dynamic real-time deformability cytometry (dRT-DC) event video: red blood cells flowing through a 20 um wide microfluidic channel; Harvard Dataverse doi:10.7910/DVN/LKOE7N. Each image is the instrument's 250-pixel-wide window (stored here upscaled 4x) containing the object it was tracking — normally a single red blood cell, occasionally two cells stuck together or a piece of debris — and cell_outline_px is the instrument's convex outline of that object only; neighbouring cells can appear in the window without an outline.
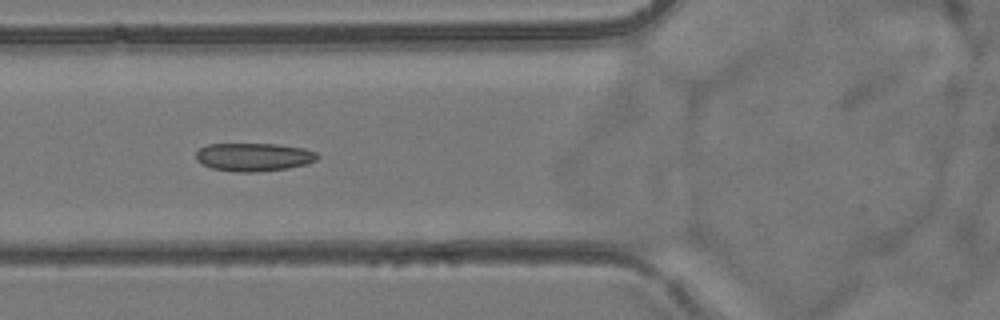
{"species": "common noctule bat (a hibernating species)", "species_latin": "Nyctalus noctula", "temperature_condition": "room temperature", "stored_images_in_passage": 7, "camera_frame_rate_fps": 3000, "um_per_image_px": 0.085, "animal": {"sex": "female", "body_mass_g": 24.6, "forearm_length_mm": 56.2}, "frame": {"image": 1, "passage_image": 6, "time_ms": 5.667, "image_size_px": [1000, 320], "cell_outline_px": [[320, 156], [316, 160], [308, 164], [288, 168], [256, 172], [236, 172], [212, 168], [196, 160], [196, 152], [200, 148], [208, 144], [276, 144], [304, 148], [316, 152]], "centroid_in_image_um": [21.6, 13.35], "position_along_channel_um": 104.2, "area_um2": 20.0}}
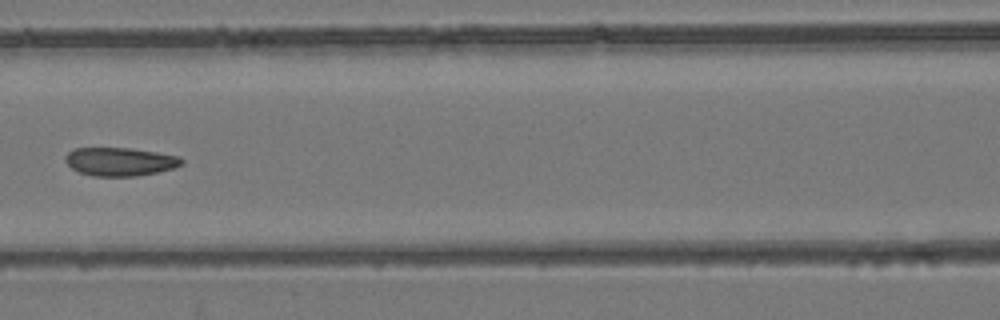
{"frame": {"image": 2, "passage_image": 7, "time_ms": 7.0, "image_size_px": [1000, 320], "cell_outline_px": [[184, 164], [172, 168], [156, 172], [136, 176], [92, 176], [80, 172], [72, 168], [64, 160], [64, 156], [68, 152], [76, 148], [128, 148], [156, 152], [180, 156], [184, 160]], "centroid_in_image_um": [10.2, 13.73], "position_along_channel_um": 156.4, "area_um2": 19.19}}